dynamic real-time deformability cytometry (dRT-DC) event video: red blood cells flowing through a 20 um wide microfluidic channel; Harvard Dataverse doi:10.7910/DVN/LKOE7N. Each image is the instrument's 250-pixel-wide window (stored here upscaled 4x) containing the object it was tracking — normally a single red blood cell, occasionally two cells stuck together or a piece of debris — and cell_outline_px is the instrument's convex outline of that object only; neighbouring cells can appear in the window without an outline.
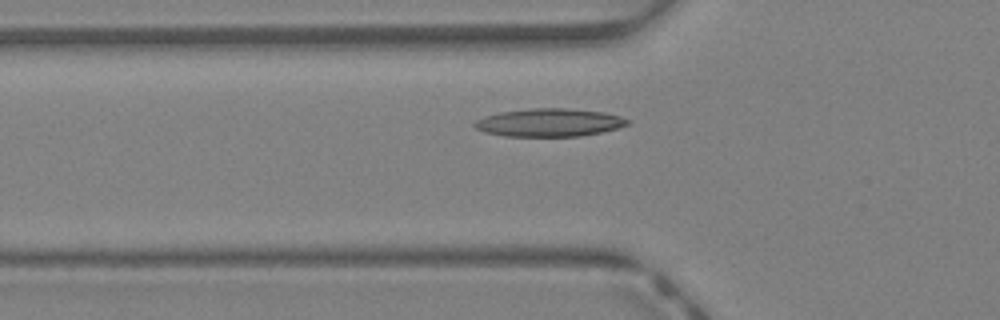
{"species": "Egyptian fruit bat (a non-hibernating species)", "species_latin": "Rousettus aegyptiacus", "temperature_condition": "warm", "stored_images_in_passage": 30, "camera_frame_rate_fps": 3000, "um_per_image_px": 0.085, "animal": {"sex": "female"}, "frame": {"image": 1, "passage_image": 6, "time_ms": 1.667, "image_size_px": [1000, 320], "cell_outline_px": [[632, 124], [600, 132], [580, 136], [504, 136], [484, 132], [476, 128], [472, 124], [476, 120], [484, 116], [500, 112], [528, 108], [568, 108], [604, 112], [620, 116], [632, 120]], "centroid_in_image_um": [46.7, 10.41], "position_along_channel_um": 79.1, "area_um2": 25.14}}
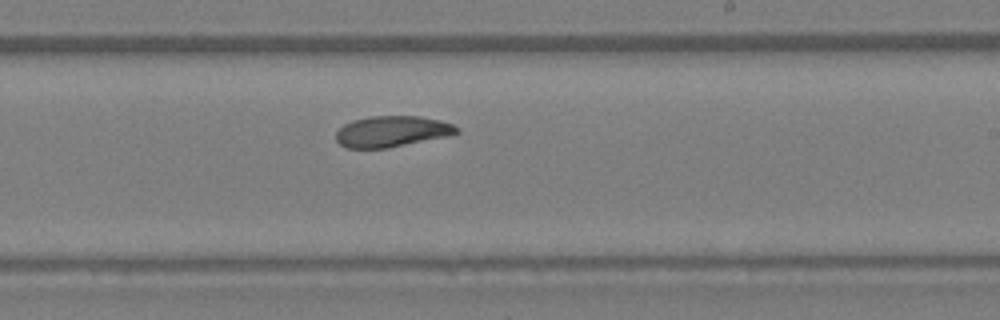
{"frame": {"image": 2, "passage_image": 17, "time_ms": 5.333, "image_size_px": [1000, 320], "cell_outline_px": [[460, 132], [448, 136], [388, 148], [344, 148], [336, 140], [336, 132], [344, 124], [352, 120], [372, 116], [420, 116], [440, 120], [452, 124], [460, 128]], "centroid_in_image_um": [33.32, 11.17], "position_along_channel_um": 255.7, "area_um2": 21.91}}
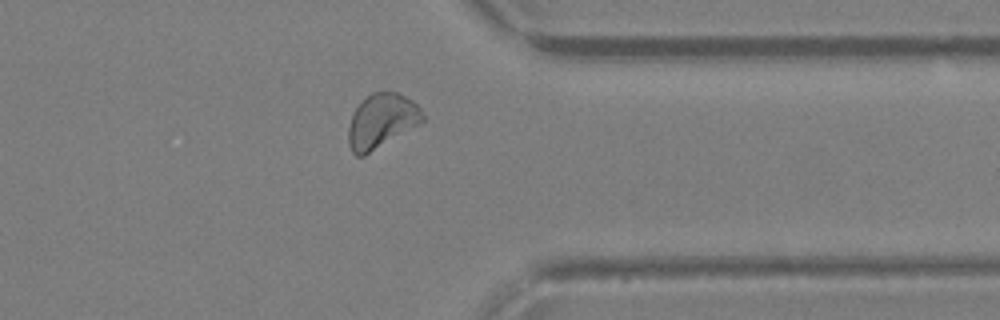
{"frame": {"image": 3, "passage_image": 25, "time_ms": 8.0, "image_size_px": [1000, 320], "cell_outline_px": [[424, 120], [420, 124], [364, 156], [356, 156], [352, 152], [348, 144], [348, 128], [352, 116], [356, 108], [372, 92], [396, 92], [412, 100], [420, 108], [424, 116]], "centroid_in_image_um": [32.43, 10.3], "position_along_channel_um": 379.0, "area_um2": 23.29}, "authors_computed_cell_mechanics": {"area_um2": 23.0044, "velocity_mm_per_s": 4.8161, "shape_relaxation_time_tau1_ms": 4.1897, "shape_relaxation_time_tau2_ms": 2.9212, "deformation_change_tau1": 0.1433, "deformation_change_tau2": 0.0872}}